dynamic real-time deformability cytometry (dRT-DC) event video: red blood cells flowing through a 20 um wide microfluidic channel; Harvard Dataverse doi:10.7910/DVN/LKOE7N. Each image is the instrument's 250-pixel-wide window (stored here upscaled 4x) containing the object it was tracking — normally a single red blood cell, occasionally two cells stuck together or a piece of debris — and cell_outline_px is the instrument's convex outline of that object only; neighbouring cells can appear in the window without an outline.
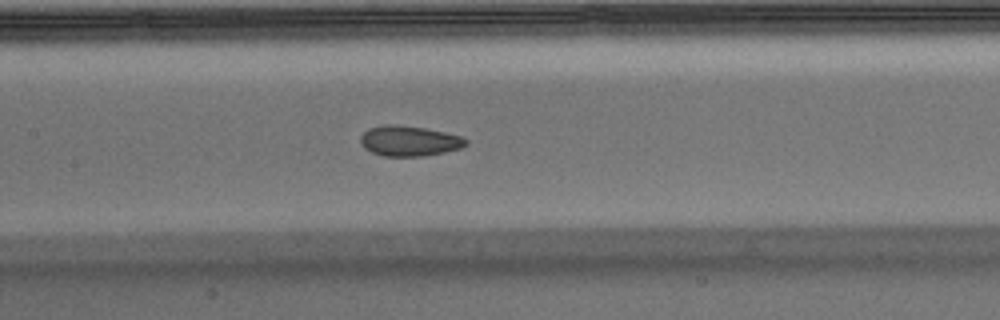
{"species": "Egyptian fruit bat (a non-hibernating species)", "species_latin": "Rousettus aegyptiacus", "temperature_condition": "warm", "stored_images_in_passage": 54, "camera_frame_rate_fps": 3000, "um_per_image_px": 0.085, "animal": {"sex": "male"}, "frame": {"image": 1, "passage_image": 24, "time_ms": 7.667, "image_size_px": [1000, 320], "cell_outline_px": [[468, 144], [460, 148], [444, 152], [424, 156], [384, 156], [372, 152], [364, 148], [360, 140], [360, 136], [368, 128], [384, 124], [396, 124], [424, 128], [444, 132], [460, 136], [468, 140]], "centroid_in_image_um": [34.77, 11.97], "position_along_channel_um": 172.6, "area_um2": 18.61}}
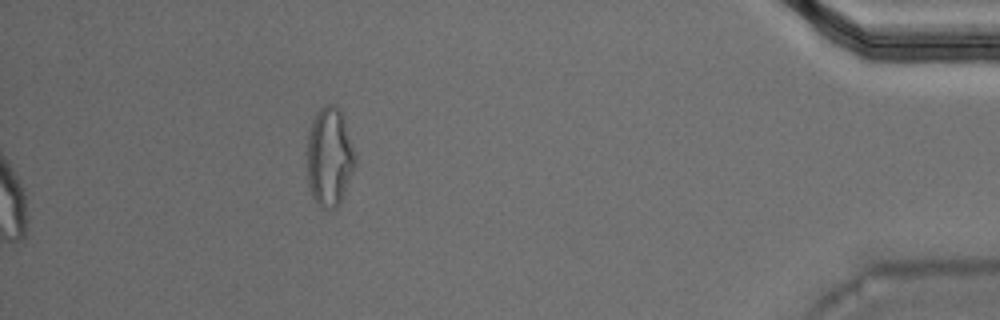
{"frame": {"image": 2, "passage_image": 54, "time_ms": 17.667, "image_size_px": [1000, 320], "cell_outline_px": [[356, 164], [340, 204], [336, 208], [328, 212], [320, 208], [316, 204], [312, 196], [308, 184], [308, 132], [312, 120], [316, 112], [324, 104], [336, 104], [340, 108], [344, 116], [356, 156]], "centroid_in_image_um": [28.02, 13.35], "position_along_channel_um": 407.2, "area_um2": 28.38}, "authors_computed_cell_mechanics": {"area_um2": 19.0162, "velocity_mm_per_s": 3.746, "shape_relaxation_time_tau1_ms": null, "shape_relaxation_time_tau2_ms": 1.2659, "deformation_change_tau1": null, "deformation_change_tau2": 0.0629}}